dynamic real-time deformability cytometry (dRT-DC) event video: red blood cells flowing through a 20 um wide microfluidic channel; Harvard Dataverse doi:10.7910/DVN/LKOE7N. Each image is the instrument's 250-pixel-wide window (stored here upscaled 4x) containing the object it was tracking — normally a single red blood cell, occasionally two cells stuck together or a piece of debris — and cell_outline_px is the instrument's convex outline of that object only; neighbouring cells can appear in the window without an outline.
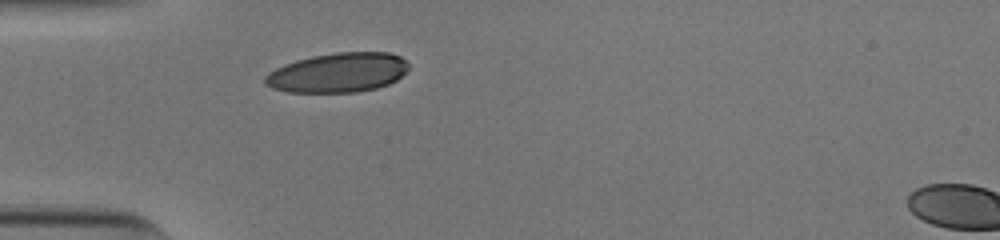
{"species": "human", "species_latin": "Homo sapiens", "temperature_condition": "cold", "stored_images_in_passage": 28, "camera_frame_rate_fps": 3000, "um_per_image_px": 0.085, "donor": {"sex": "male"}, "frame": {"image": 1, "passage_image": 1, "time_ms": 0.0, "image_size_px": [1000, 240], "cell_outline_px": [[408, 68], [396, 80], [388, 84], [376, 88], [356, 92], [288, 92], [272, 88], [264, 84], [264, 76], [268, 72], [284, 64], [296, 60], [312, 56], [336, 52], [388, 52], [400, 56], [408, 64]], "centroid_in_image_um": [28.69, 6.17], "position_along_channel_um": 56.3, "area_um2": 33.06}}
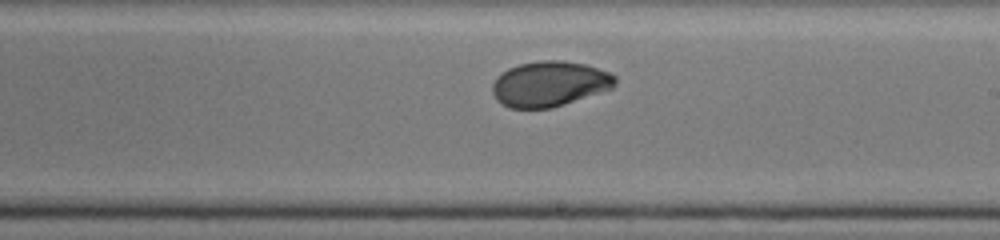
{"frame": {"image": 2, "passage_image": 16, "time_ms": 5.0, "image_size_px": [1000, 240], "cell_outline_px": [[616, 84], [612, 88], [552, 108], [508, 108], [496, 100], [492, 92], [492, 84], [496, 76], [508, 68], [520, 64], [540, 60], [564, 60], [584, 64], [608, 72], [616, 76]], "centroid_in_image_um": [46.67, 7.13], "position_along_channel_um": 242.3, "area_um2": 32.43}}
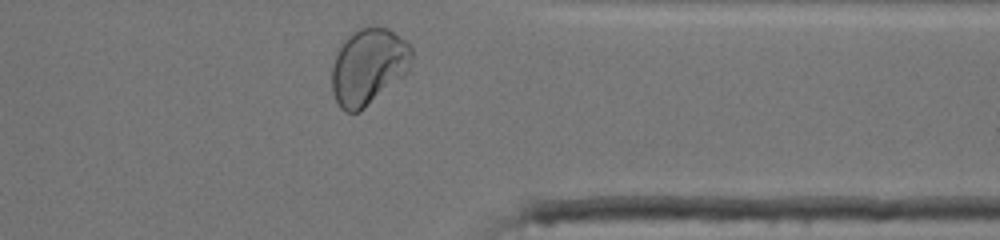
{"frame": {"image": 3, "passage_image": 27, "time_ms": 8.667, "image_size_px": [1000, 240], "cell_outline_px": [[412, 56], [408, 72], [360, 112], [344, 112], [340, 108], [332, 92], [332, 64], [344, 40], [360, 28], [388, 28], [400, 36], [412, 48]], "centroid_in_image_um": [31.31, 5.69], "position_along_channel_um": 380.1, "area_um2": 35.14}, "authors_computed_cell_mechanics": {"area_um2": 32.8593, "velocity_mm_per_s": 3.8891, "shape_relaxation_time_tau1_ms": 4.5839, "shape_relaxation_time_tau2_ms": 0.7856, "deformation_change_tau1": 0.1427, "deformation_change_tau2": 0.0356}}